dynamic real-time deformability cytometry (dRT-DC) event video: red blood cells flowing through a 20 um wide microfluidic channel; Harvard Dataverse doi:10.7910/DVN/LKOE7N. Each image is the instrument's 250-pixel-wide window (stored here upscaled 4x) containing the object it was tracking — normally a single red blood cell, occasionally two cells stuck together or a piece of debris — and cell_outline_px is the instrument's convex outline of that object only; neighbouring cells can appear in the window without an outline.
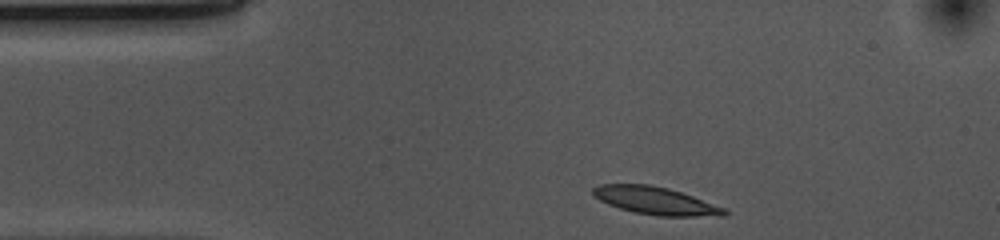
{"species": "common noctule bat (a hibernating species)", "species_latin": "Nyctalus noctula", "temperature_condition": "cold", "stored_images_in_passage": 34, "camera_frame_rate_fps": 3000, "um_per_image_px": 0.085, "animal": {"sex": "female", "body_mass_g": 10.0, "forearm_length_mm": 53.1}, "frame": {"image": 1, "passage_image": 1, "time_ms": 0.0, "image_size_px": [1000, 240], "cell_outline_px": [[728, 212], [724, 216], [660, 216], [636, 212], [620, 208], [608, 204], [592, 196], [592, 188], [600, 184], [648, 184], [668, 188], [692, 196], [724, 208]], "centroid_in_image_um": [55.68, 17.05], "position_along_channel_um": 29.3, "area_um2": 20.92}}
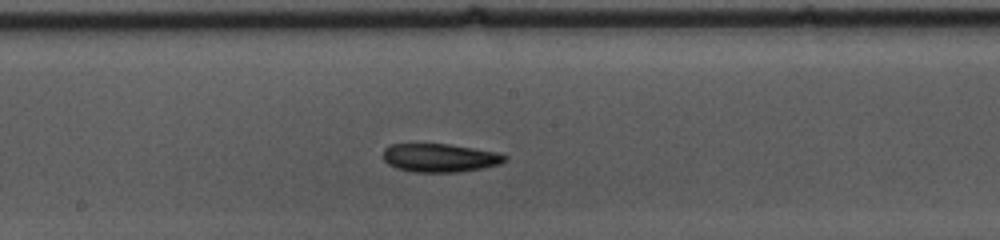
{"frame": {"image": 2, "passage_image": 19, "time_ms": 6.0, "image_size_px": [1000, 240], "cell_outline_px": [[508, 160], [500, 164], [484, 168], [456, 172], [412, 172], [396, 168], [388, 164], [384, 160], [384, 148], [392, 144], [448, 144], [496, 152], [508, 156]], "centroid_in_image_um": [37.4, 13.42], "position_along_channel_um": 210.8, "area_um2": 20.17}}
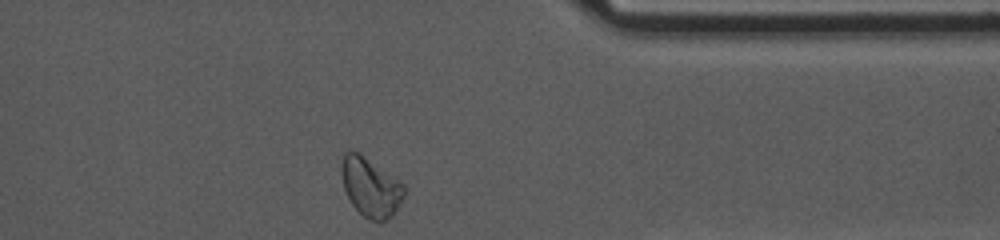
{"frame": {"image": 3, "passage_image": 34, "time_ms": 11.0, "image_size_px": [1000, 240], "cell_outline_px": [[404, 196], [400, 204], [392, 216], [384, 220], [372, 220], [364, 216], [352, 204], [344, 188], [340, 172], [340, 168], [344, 152], [348, 148], [360, 152], [404, 184]], "centroid_in_image_um": [31.47, 15.85], "position_along_channel_um": 379.9, "area_um2": 21.56}, "authors_computed_cell_mechanics": {"area_um2": 20.4612, "velocity_mm_per_s": 3.6719, "shape_relaxation_time_tau1_ms": 3.6598, "shape_relaxation_time_tau2_ms": null, "deformation_change_tau1": 0.1168, "deformation_change_tau2": null}}